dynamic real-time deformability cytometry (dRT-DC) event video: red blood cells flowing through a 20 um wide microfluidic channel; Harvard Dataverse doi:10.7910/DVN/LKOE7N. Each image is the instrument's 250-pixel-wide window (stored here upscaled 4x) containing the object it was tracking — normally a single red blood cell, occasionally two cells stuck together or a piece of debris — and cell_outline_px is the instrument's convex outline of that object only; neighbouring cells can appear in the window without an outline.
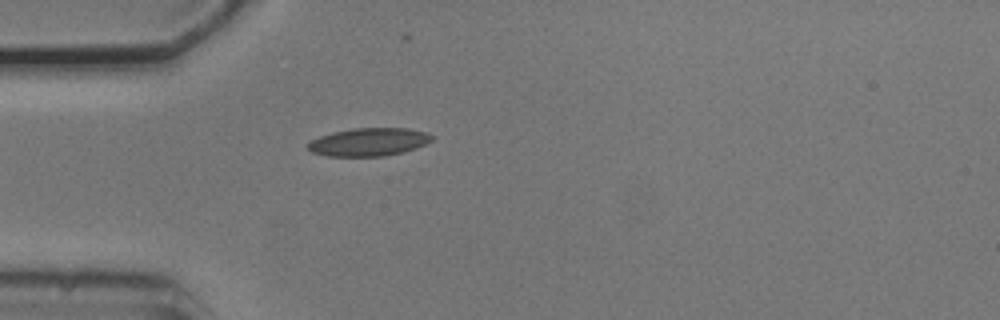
{"species": "common noctule bat (a hibernating species)", "species_latin": "Nyctalus noctula", "temperature_condition": "cold", "stored_images_in_passage": 39, "camera_frame_rate_fps": 3000, "um_per_image_px": 0.085, "animal": {"sex": "male", "body_mass_g": 20.5, "forearm_length_mm": 52.5}, "frame": {"image": 1, "passage_image": 1, "time_ms": 0.0, "image_size_px": [1000, 320], "cell_outline_px": [[436, 136], [432, 140], [416, 148], [384, 156], [328, 156], [312, 152], [308, 148], [308, 144], [312, 140], [320, 136], [332, 132], [352, 128], [408, 128], [424, 132]], "centroid_in_image_um": [31.35, 12.06], "position_along_channel_um": 53.6, "area_um2": 20.11}}
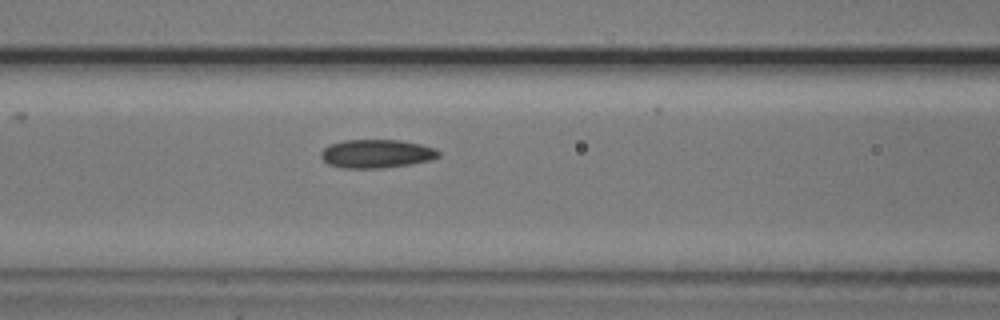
{"frame": {"image": 2, "passage_image": 8, "time_ms": 2.333, "image_size_px": [1000, 320], "cell_outline_px": [[440, 156], [432, 160], [384, 168], [344, 168], [328, 164], [320, 156], [320, 152], [328, 144], [344, 140], [400, 140], [420, 144], [432, 148], [440, 152]], "centroid_in_image_um": [31.97, 13.06], "position_along_channel_um": 134.6, "area_um2": 19.54}}
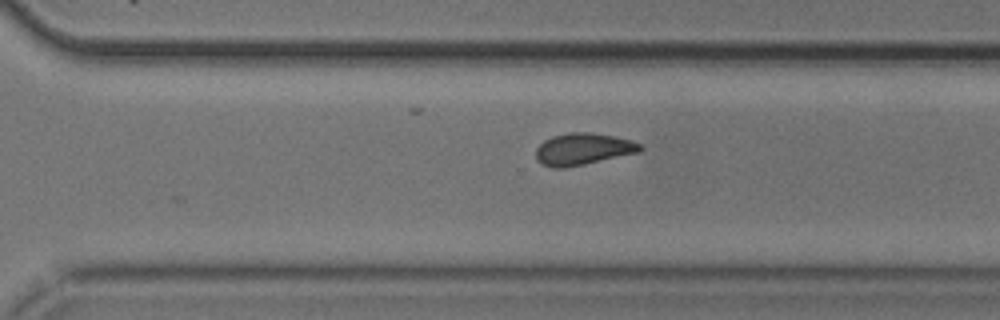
{"frame": {"image": 3, "passage_image": 23, "time_ms": 7.333, "image_size_px": [1000, 320], "cell_outline_px": [[644, 148], [640, 152], [584, 164], [564, 168], [552, 168], [540, 164], [536, 160], [536, 148], [544, 140], [552, 136], [572, 132], [588, 132], [612, 136], [632, 140], [640, 144]], "centroid_in_image_um": [49.53, 12.68], "position_along_channel_um": 321.1, "area_um2": 19.36}, "authors_computed_cell_mechanics": {"area_um2": 19.1318, "velocity_mm_per_s": 3.7395, "shape_relaxation_time_tau1_ms": null, "shape_relaxation_time_tau2_ms": 2.6565, "deformation_change_tau1": null, "deformation_change_tau2": 0.074}}